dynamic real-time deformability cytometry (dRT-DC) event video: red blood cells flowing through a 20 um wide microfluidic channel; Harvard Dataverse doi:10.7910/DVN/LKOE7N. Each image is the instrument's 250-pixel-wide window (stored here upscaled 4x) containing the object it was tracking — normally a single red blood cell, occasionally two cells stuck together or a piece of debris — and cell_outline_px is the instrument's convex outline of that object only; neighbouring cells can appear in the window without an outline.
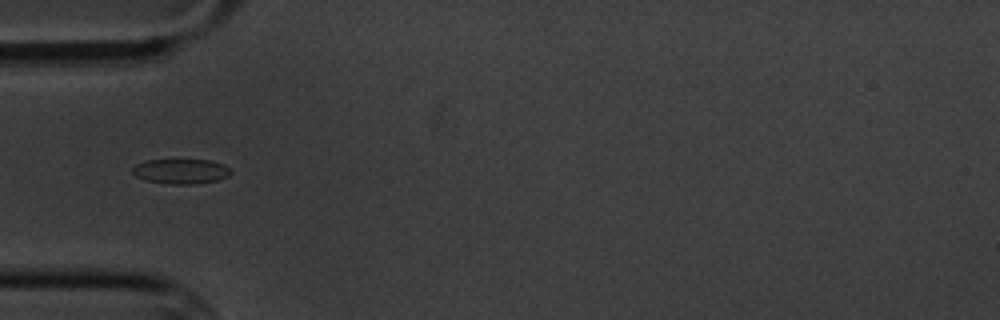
{"species": "common noctule bat (a hibernating species)", "species_latin": "Nyctalus noctula", "temperature_condition": "cold", "stored_images_in_passage": 8, "camera_frame_rate_fps": 3000, "um_per_image_px": 0.085, "animal": {"sex": "male", "body_mass_g": 20.1, "forearm_length_mm": 53.5}, "frame": {"image": 1, "passage_image": 6, "time_ms": 5.667, "image_size_px": [1000, 320], "cell_outline_px": [[232, 172], [228, 176], [216, 180], [192, 184], [164, 184], [144, 180], [136, 176], [132, 172], [132, 168], [136, 164], [144, 160], [208, 160], [224, 164], [232, 168]], "centroid_in_image_um": [15.37, 14.56], "position_along_channel_um": 69.6, "area_um2": 14.39}}
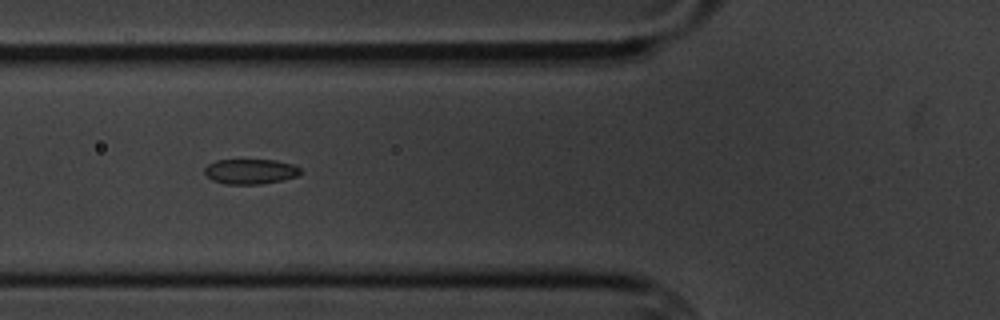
{"frame": {"image": 2, "passage_image": 7, "time_ms": 6.667, "image_size_px": [1000, 320], "cell_outline_px": [[300, 172], [296, 176], [280, 180], [260, 184], [224, 184], [212, 180], [204, 172], [204, 168], [208, 164], [216, 160], [276, 160], [292, 164], [300, 168]], "centroid_in_image_um": [21.24, 14.57], "position_along_channel_um": 104.6, "area_um2": 13.87}}
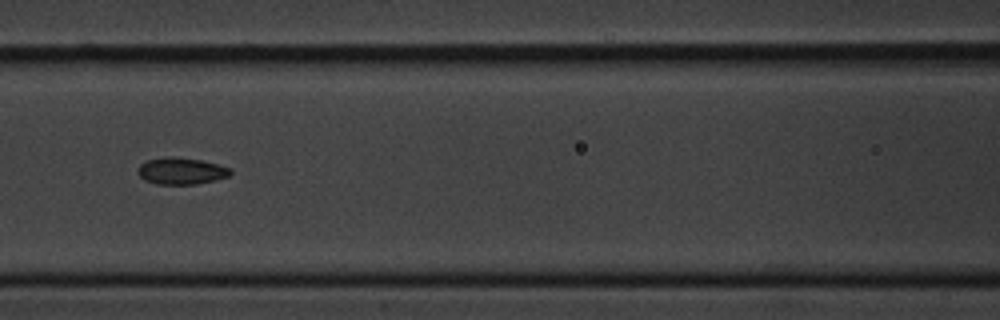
{"frame": {"image": 3, "passage_image": 8, "time_ms": 8.0, "image_size_px": [1000, 320], "cell_outline_px": [[232, 172], [228, 176], [216, 180], [196, 184], [156, 184], [144, 180], [136, 172], [136, 168], [140, 164], [148, 160], [164, 156], [172, 156], [200, 160], [232, 168]], "centroid_in_image_um": [15.37, 14.53], "position_along_channel_um": 151.2, "area_um2": 14.57}}